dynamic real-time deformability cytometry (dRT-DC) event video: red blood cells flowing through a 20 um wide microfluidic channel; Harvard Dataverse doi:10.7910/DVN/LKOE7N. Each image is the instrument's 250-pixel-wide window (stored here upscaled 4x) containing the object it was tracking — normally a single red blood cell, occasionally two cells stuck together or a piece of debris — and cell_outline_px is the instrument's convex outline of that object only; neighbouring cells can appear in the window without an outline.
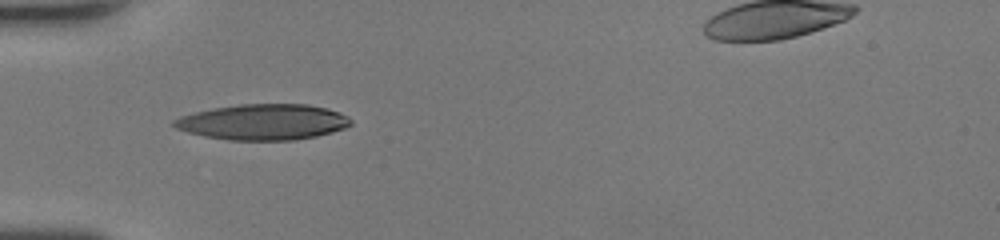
{"species": "human", "species_latin": "Homo sapiens", "temperature_condition": "room temperature", "stored_images_in_passage": 36, "segment_of_instrument_passage": [1, 2], "camera_frame_rate_fps": 3000, "um_per_image_px": 0.085, "donor": {"sex": "female"}, "frame": {"image": 1, "passage_image": 3, "time_ms": 0.667, "image_size_px": [1000, 240], "cell_outline_px": [[352, 124], [344, 128], [332, 132], [316, 136], [296, 140], [228, 140], [204, 136], [188, 132], [176, 128], [172, 124], [172, 120], [180, 116], [212, 108], [240, 104], [308, 104], [328, 108], [340, 112], [348, 116], [352, 120]], "centroid_in_image_um": [22.39, 10.37], "position_along_channel_um": 62.6, "area_um2": 36.99}}
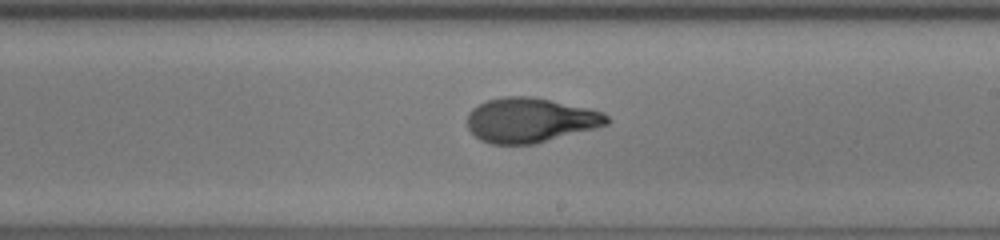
{"frame": {"image": 2, "passage_image": 16, "time_ms": 5.0, "image_size_px": [1000, 240], "cell_outline_px": [[612, 120], [608, 124], [596, 128], [536, 144], [492, 144], [480, 140], [468, 128], [468, 112], [472, 108], [488, 100], [504, 96], [532, 96], [588, 108], [604, 112]], "centroid_in_image_um": [45.1, 10.21], "position_along_channel_um": 243.9, "area_um2": 36.47}}
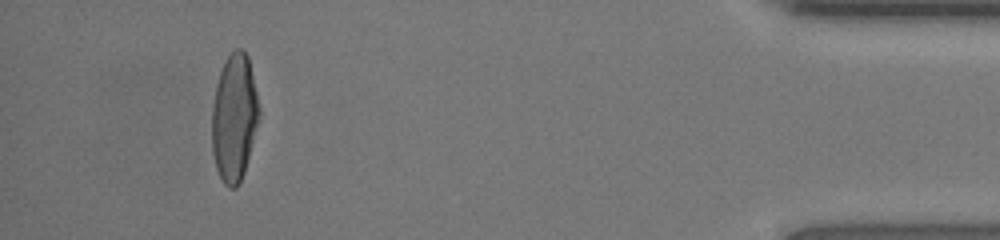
{"frame": {"image": 3, "passage_image": 32, "time_ms": 10.333, "image_size_px": [1000, 240], "cell_outline_px": [[260, 120], [244, 172], [240, 184], [236, 188], [228, 188], [224, 184], [216, 168], [212, 152], [212, 104], [216, 84], [224, 60], [236, 48], [240, 48], [248, 56], [260, 108]], "centroid_in_image_um": [19.91, 10.02], "position_along_channel_um": 415.3, "area_um2": 35.37}}